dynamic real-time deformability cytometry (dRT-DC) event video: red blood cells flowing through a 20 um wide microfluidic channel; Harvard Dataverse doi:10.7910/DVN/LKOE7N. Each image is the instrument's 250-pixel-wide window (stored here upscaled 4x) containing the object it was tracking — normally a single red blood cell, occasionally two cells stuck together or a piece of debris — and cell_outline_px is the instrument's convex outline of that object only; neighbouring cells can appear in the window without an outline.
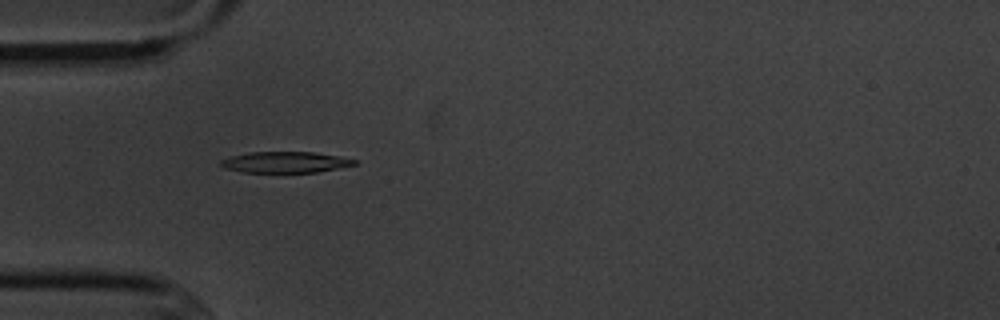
{"species": "common noctule bat (a hibernating species)", "species_latin": "Nyctalus noctula", "temperature_condition": "cold", "stored_images_in_passage": 6, "camera_frame_rate_fps": 3000, "um_per_image_px": 0.085, "animal": {"sex": "male", "body_mass_g": 20.1, "forearm_length_mm": 53.5}, "frame": {"image": 1, "passage_image": 5, "time_ms": 4.667, "image_size_px": [1000, 320], "cell_outline_px": [[356, 164], [316, 172], [240, 172], [224, 168], [220, 164], [220, 160], [232, 156], [248, 152], [312, 152], [340, 156], [356, 160]], "centroid_in_image_um": [24.2, 13.78], "position_along_channel_um": 60.8, "area_um2": 16.24}}
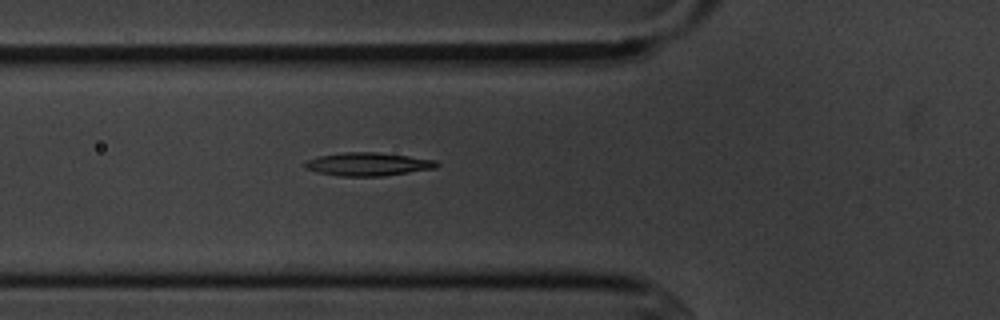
{"frame": {"image": 2, "passage_image": 6, "time_ms": 5.667, "image_size_px": [1000, 320], "cell_outline_px": [[440, 164], [436, 168], [384, 176], [336, 176], [316, 172], [304, 168], [304, 160], [316, 156], [344, 152], [376, 152], [408, 156], [436, 160]], "centroid_in_image_um": [31.22, 13.95], "position_along_channel_um": 94.6, "area_um2": 18.09}}